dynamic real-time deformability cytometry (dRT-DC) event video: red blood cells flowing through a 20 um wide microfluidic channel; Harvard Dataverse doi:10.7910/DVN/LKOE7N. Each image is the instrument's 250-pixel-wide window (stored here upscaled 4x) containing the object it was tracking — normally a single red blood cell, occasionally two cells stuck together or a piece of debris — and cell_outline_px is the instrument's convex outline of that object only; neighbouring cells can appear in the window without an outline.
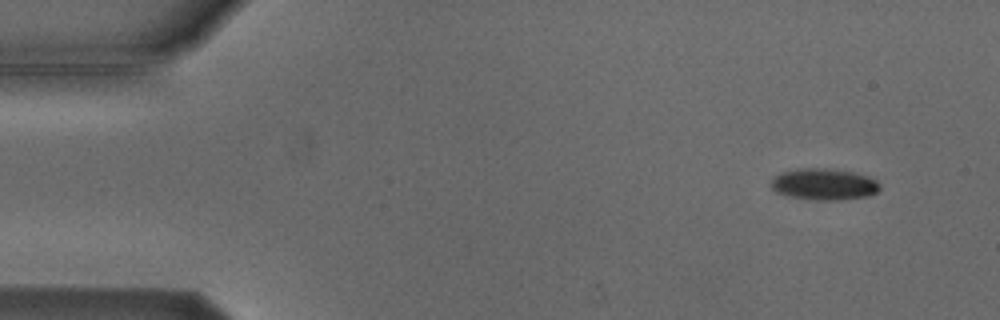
{"species": "Egyptian fruit bat (a non-hibernating species)", "species_latin": "Rousettus aegyptiacus", "temperature_condition": "cold", "stored_images_in_passage": 6, "camera_frame_rate_fps": 3000, "um_per_image_px": 0.085, "animal": {"sex": "male"}, "frame": {"image": 1, "passage_image": 1, "time_ms": 0.0, "image_size_px": [1000, 320], "cell_outline_px": [[880, 188], [876, 192], [868, 196], [840, 200], [816, 200], [788, 196], [776, 192], [772, 188], [772, 180], [776, 176], [784, 172], [800, 168], [828, 168], [856, 172], [868, 176], [876, 180], [880, 184]], "centroid_in_image_um": [70.08, 15.66], "position_along_channel_um": 14.9, "area_um2": 19.94}}
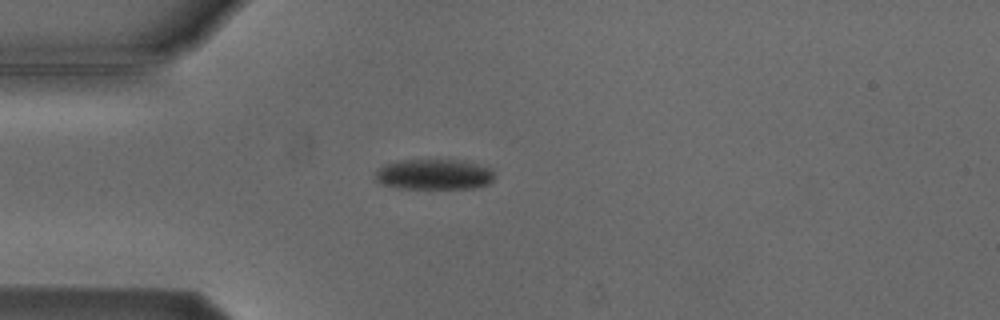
{"frame": {"image": 2, "passage_image": 4, "time_ms": 3.333, "image_size_px": [1000, 320], "cell_outline_px": [[492, 180], [488, 184], [472, 188], [400, 188], [380, 184], [376, 180], [376, 168], [384, 164], [396, 160], [468, 160], [492, 168]], "centroid_in_image_um": [36.87, 14.8], "position_along_channel_um": 48.1, "area_um2": 21.39}}